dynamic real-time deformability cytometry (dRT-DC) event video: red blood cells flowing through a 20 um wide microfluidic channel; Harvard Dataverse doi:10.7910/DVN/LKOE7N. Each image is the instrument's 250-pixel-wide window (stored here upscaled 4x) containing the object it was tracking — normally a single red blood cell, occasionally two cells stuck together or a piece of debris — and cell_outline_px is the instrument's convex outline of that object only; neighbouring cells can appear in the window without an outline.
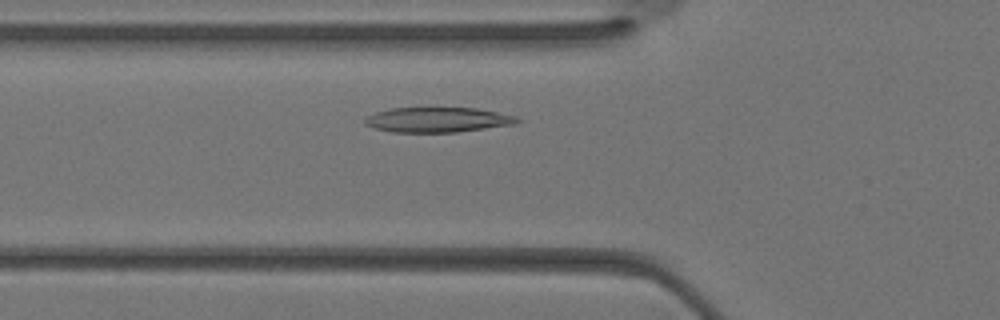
{"species": "Egyptian fruit bat (a non-hibernating species)", "species_latin": "Rousettus aegyptiacus", "temperature_condition": "warm", "stored_images_in_passage": 29, "camera_frame_rate_fps": 3000, "um_per_image_px": 0.085, "animal": {"sex": "female"}, "frame": {"image": 1, "passage_image": 6, "time_ms": 1.667, "image_size_px": [1000, 320], "cell_outline_px": [[520, 120], [516, 124], [456, 132], [392, 132], [372, 128], [364, 124], [364, 120], [368, 116], [376, 112], [388, 108], [476, 108], [516, 116]], "centroid_in_image_um": [37.16, 10.18], "position_along_channel_um": 88.6, "area_um2": 22.14}}
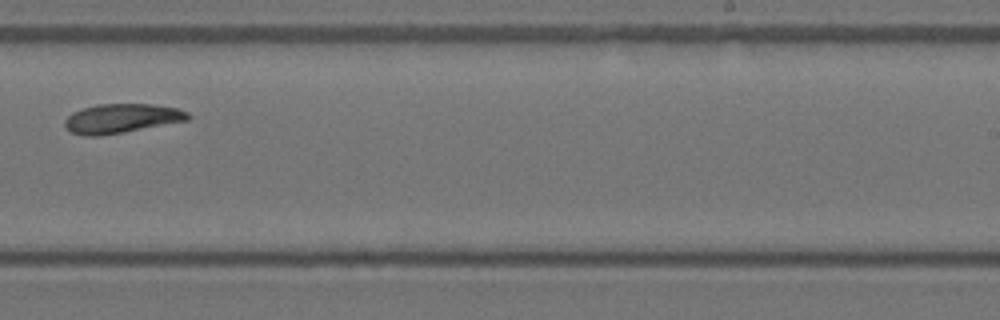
{"frame": {"image": 2, "passage_image": 16, "time_ms": 5.0, "image_size_px": [1000, 320], "cell_outline_px": [[192, 116], [188, 120], [124, 132], [100, 136], [84, 136], [68, 132], [64, 128], [64, 120], [72, 112], [96, 104], [152, 104], [176, 108], [188, 112]], "centroid_in_image_um": [10.28, 10.07], "position_along_channel_um": 278.7, "area_um2": 21.15}}
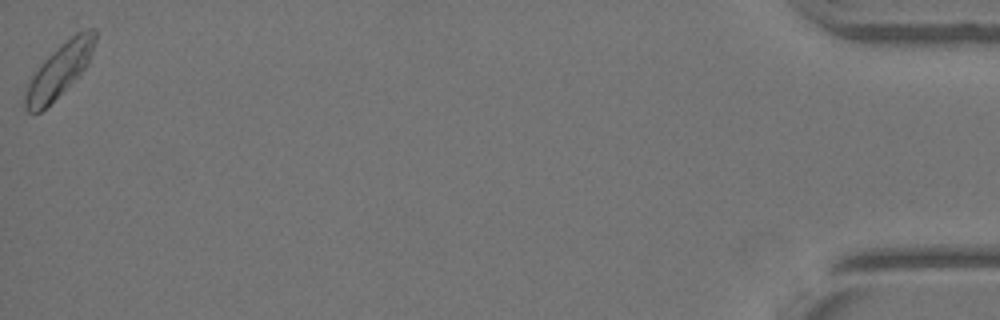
{"frame": {"image": 3, "passage_image": 29, "time_ms": 9.333, "image_size_px": [1000, 320], "cell_outline_px": [[96, 40], [88, 64], [40, 112], [28, 112], [24, 108], [24, 96], [28, 84], [32, 76], [44, 60], [60, 44], [76, 32], [88, 28], [92, 28], [96, 32]], "centroid_in_image_um": [5.04, 5.92], "position_along_channel_um": 430.2, "area_um2": 20.92}}